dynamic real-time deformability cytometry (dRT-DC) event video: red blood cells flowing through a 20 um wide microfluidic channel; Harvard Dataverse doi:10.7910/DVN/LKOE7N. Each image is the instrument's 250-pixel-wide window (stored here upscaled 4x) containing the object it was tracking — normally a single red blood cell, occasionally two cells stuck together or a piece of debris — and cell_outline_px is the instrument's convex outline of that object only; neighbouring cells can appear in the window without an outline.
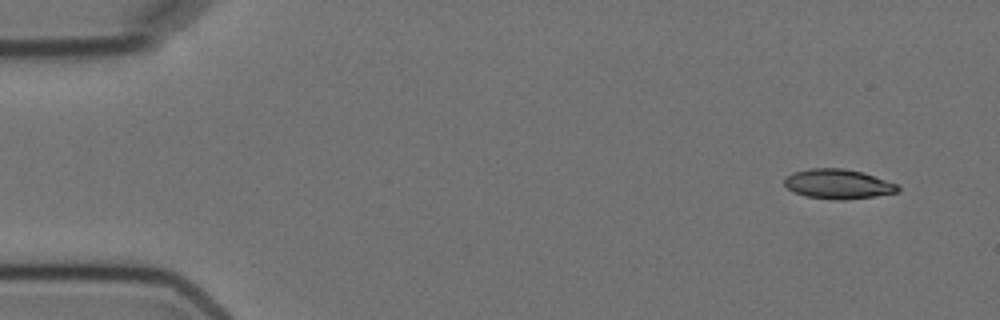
{"species": "Egyptian fruit bat (a non-hibernating species)", "species_latin": "Rousettus aegyptiacus", "temperature_condition": "cold", "stored_images_in_passage": 5, "camera_frame_rate_fps": 3000, "um_per_image_px": 0.085, "animal": {"sex": "female"}, "frame": {"image": 1, "passage_image": 1, "time_ms": 0.0, "image_size_px": [1000, 320], "cell_outline_px": [[900, 192], [876, 196], [844, 200], [832, 200], [808, 196], [796, 192], [788, 188], [784, 184], [784, 180], [792, 172], [808, 168], [844, 168], [864, 172], [896, 184], [900, 188]], "centroid_in_image_um": [71.26, 15.63], "position_along_channel_um": 13.7, "area_um2": 19.65}}
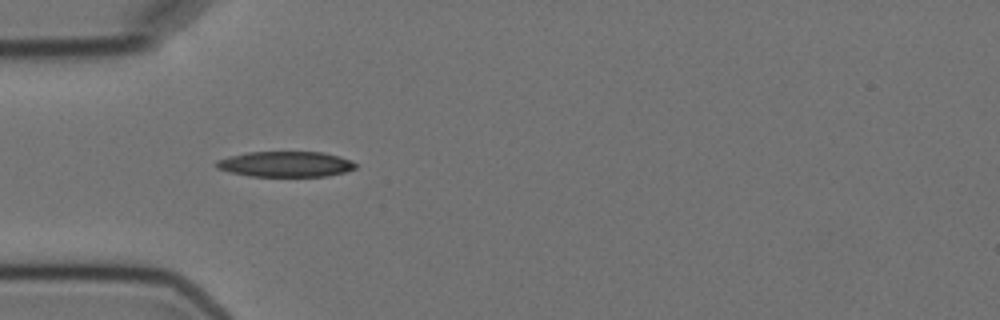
{"frame": {"image": 2, "passage_image": 4, "time_ms": 4.333, "image_size_px": [1000, 320], "cell_outline_px": [[356, 168], [344, 172], [328, 176], [248, 176], [228, 172], [216, 168], [212, 164], [216, 160], [228, 156], [248, 152], [324, 152], [340, 156], [352, 160], [356, 164]], "centroid_in_image_um": [24.23, 13.95], "position_along_channel_um": 60.8, "area_um2": 20.98}}
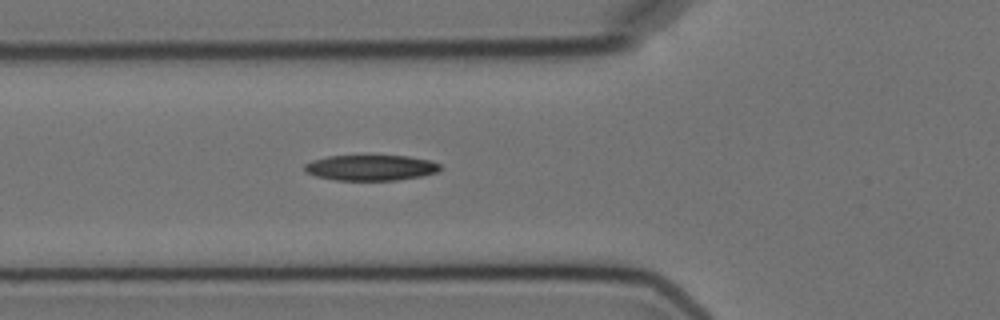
{"frame": {"image": 3, "passage_image": 5, "time_ms": 5.333, "image_size_px": [1000, 320], "cell_outline_px": [[440, 172], [420, 176], [396, 180], [336, 180], [316, 176], [304, 172], [304, 164], [312, 160], [328, 156], [408, 156], [428, 160], [440, 164]], "centroid_in_image_um": [31.49, 14.26], "position_along_channel_um": 94.3, "area_um2": 20.17}}